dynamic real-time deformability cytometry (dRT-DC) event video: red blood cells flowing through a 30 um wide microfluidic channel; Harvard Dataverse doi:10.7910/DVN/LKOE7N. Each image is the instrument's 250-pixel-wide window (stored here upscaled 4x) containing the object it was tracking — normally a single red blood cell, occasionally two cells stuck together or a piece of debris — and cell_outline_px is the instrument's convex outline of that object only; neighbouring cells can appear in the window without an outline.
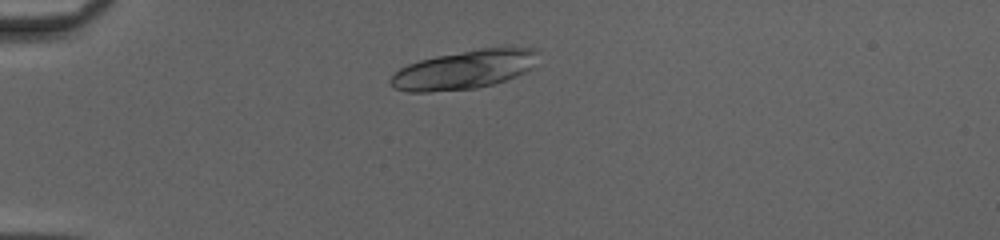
{"species": "common noctule bat (a hibernating species)", "species_latin": "Nyctalus noctula", "temperature_condition": "cold", "stored_images_in_passage": 43, "camera_frame_rate_fps": 3000, "um_per_image_px": 0.085, "animal": {"sex": "female", "body_mass_g": 20.0, "forearm_length_mm": 54.0}, "frame": {"image": 1, "passage_image": 7, "time_ms": 2.0, "image_size_px": [1000, 240], "cell_outline_px": [[540, 52], [532, 68], [516, 76], [492, 84], [476, 88], [428, 92], [408, 92], [392, 88], [388, 84], [388, 80], [400, 68], [408, 64], [420, 60], [436, 56], [480, 48], [512, 44], [536, 48]], "centroid_in_image_um": [39.52, 5.88], "position_along_channel_um": 45.5, "area_um2": 34.1}}